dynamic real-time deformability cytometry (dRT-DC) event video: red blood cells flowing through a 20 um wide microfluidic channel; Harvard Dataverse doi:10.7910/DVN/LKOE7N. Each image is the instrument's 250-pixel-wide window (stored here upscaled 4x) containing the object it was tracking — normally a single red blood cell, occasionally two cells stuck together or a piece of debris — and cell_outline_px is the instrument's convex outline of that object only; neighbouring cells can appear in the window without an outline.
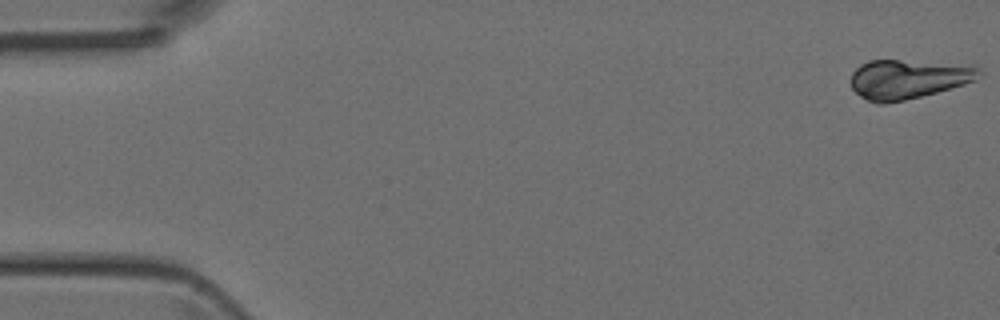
{"species": "Egyptian fruit bat (a non-hibernating species)", "species_latin": "Rousettus aegyptiacus", "temperature_condition": "room temperature", "stored_images_in_passage": 41, "camera_frame_rate_fps": 3000, "um_per_image_px": 0.085, "animal": {"sex": "female"}, "frame": {"image": 1, "passage_image": 1, "time_ms": 0.0, "image_size_px": [1000, 320], "cell_outline_px": [[984, 72], [976, 80], [964, 84], [936, 92], [904, 100], [884, 104], [876, 104], [860, 96], [852, 88], [852, 72], [860, 64], [868, 60], [900, 60], [972, 64], [980, 68]], "centroid_in_image_um": [77.24, 6.7], "position_along_channel_um": 7.8, "area_um2": 29.65}}
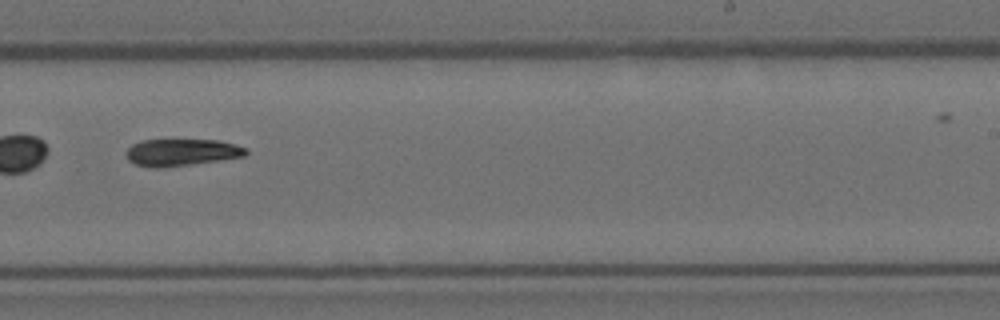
{"frame": {"image": 2, "passage_image": 30, "time_ms": 9.667, "image_size_px": [1000, 320], "cell_outline_px": [[248, 152], [244, 156], [220, 160], [164, 168], [152, 168], [136, 164], [128, 160], [128, 148], [132, 144], [140, 140], [216, 140], [236, 144], [248, 148]], "centroid_in_image_um": [15.45, 12.95], "position_along_channel_um": 273.5, "area_um2": 18.84}}
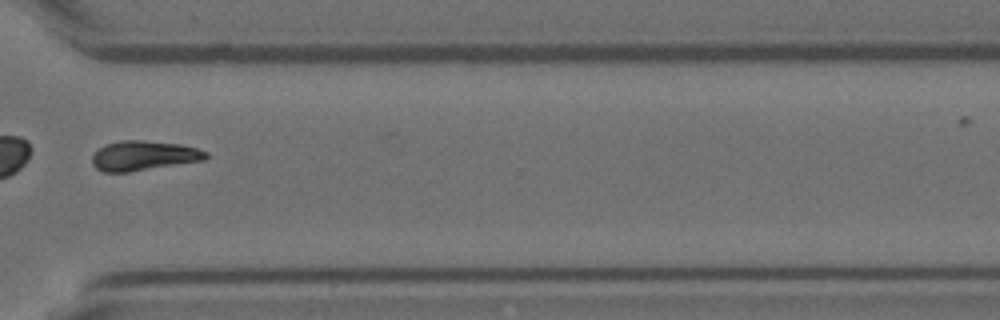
{"frame": {"image": 3, "passage_image": 36, "time_ms": 11.667, "image_size_px": [1000, 320], "cell_outline_px": [[208, 156], [204, 160], [128, 172], [104, 172], [96, 168], [92, 164], [92, 156], [104, 144], [120, 140], [144, 140], [180, 144], [196, 148], [208, 152]], "centroid_in_image_um": [12.2, 13.22], "position_along_channel_um": 358.4, "area_um2": 19.65}}